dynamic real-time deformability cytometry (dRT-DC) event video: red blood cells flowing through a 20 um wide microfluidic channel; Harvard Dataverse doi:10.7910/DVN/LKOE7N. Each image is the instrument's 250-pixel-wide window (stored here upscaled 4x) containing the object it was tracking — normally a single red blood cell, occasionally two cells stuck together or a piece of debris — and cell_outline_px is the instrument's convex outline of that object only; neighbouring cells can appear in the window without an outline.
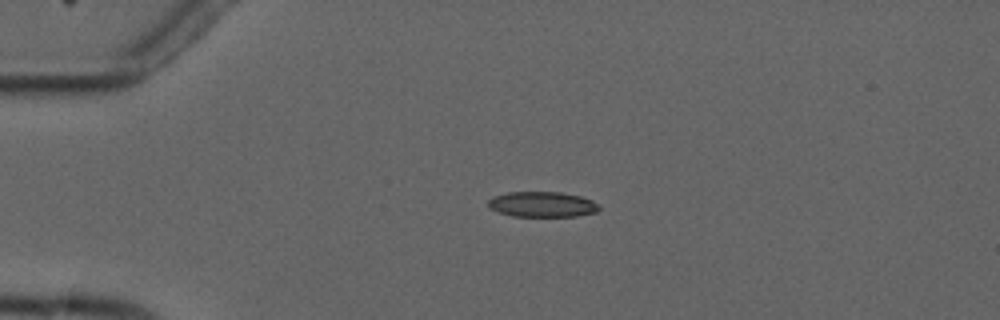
{"species": "common noctule bat (a hibernating species)", "species_latin": "Nyctalus noctula", "temperature_condition": "cold", "stored_images_in_passage": 5, "camera_frame_rate_fps": 3000, "um_per_image_px": 0.085, "animal": {"sex": "male", "forearm_length_mm": 52.5}, "frame": {"image": 1, "passage_image": 4, "time_ms": 4.0, "image_size_px": [1000, 320], "cell_outline_px": [[600, 208], [596, 212], [576, 216], [512, 216], [488, 208], [488, 200], [492, 196], [508, 192], [560, 192], [580, 196], [592, 200]], "centroid_in_image_um": [46.05, 17.36], "position_along_channel_um": 38.9, "area_um2": 16.36}}